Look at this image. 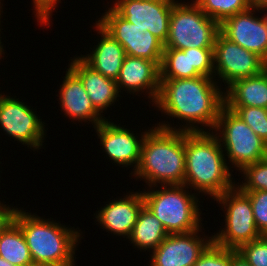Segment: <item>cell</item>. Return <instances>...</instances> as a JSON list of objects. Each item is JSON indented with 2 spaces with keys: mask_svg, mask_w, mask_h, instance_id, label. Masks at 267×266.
Instances as JSON below:
<instances>
[{
  "mask_svg": "<svg viewBox=\"0 0 267 266\" xmlns=\"http://www.w3.org/2000/svg\"><path fill=\"white\" fill-rule=\"evenodd\" d=\"M222 87L214 77L207 76L160 79L159 94L152 107L164 114L161 116L177 119L178 123L182 121L180 123L183 125L177 123L174 126L173 123L172 126L166 120L155 125L187 132L213 131L220 111L225 106Z\"/></svg>",
  "mask_w": 267,
  "mask_h": 266,
  "instance_id": "6da1fadb",
  "label": "cell"
},
{
  "mask_svg": "<svg viewBox=\"0 0 267 266\" xmlns=\"http://www.w3.org/2000/svg\"><path fill=\"white\" fill-rule=\"evenodd\" d=\"M233 171L212 131H185V186L213 200L235 186Z\"/></svg>",
  "mask_w": 267,
  "mask_h": 266,
  "instance_id": "7a4b0ae2",
  "label": "cell"
},
{
  "mask_svg": "<svg viewBox=\"0 0 267 266\" xmlns=\"http://www.w3.org/2000/svg\"><path fill=\"white\" fill-rule=\"evenodd\" d=\"M26 211L19 207L14 222L22 230L34 265L75 266V251L84 238L81 230Z\"/></svg>",
  "mask_w": 267,
  "mask_h": 266,
  "instance_id": "3957f363",
  "label": "cell"
},
{
  "mask_svg": "<svg viewBox=\"0 0 267 266\" xmlns=\"http://www.w3.org/2000/svg\"><path fill=\"white\" fill-rule=\"evenodd\" d=\"M142 142L138 167L131 174L148 187L182 185L185 180V131L151 126Z\"/></svg>",
  "mask_w": 267,
  "mask_h": 266,
  "instance_id": "277c9868",
  "label": "cell"
},
{
  "mask_svg": "<svg viewBox=\"0 0 267 266\" xmlns=\"http://www.w3.org/2000/svg\"><path fill=\"white\" fill-rule=\"evenodd\" d=\"M188 189L182 184L150 186L142 191L144 206L161 221L168 234L189 233L203 226L200 197Z\"/></svg>",
  "mask_w": 267,
  "mask_h": 266,
  "instance_id": "5b68a950",
  "label": "cell"
},
{
  "mask_svg": "<svg viewBox=\"0 0 267 266\" xmlns=\"http://www.w3.org/2000/svg\"><path fill=\"white\" fill-rule=\"evenodd\" d=\"M218 138L229 168L238 172L267 157V143L233 111L223 107L212 131ZM228 159V160H227Z\"/></svg>",
  "mask_w": 267,
  "mask_h": 266,
  "instance_id": "8992f818",
  "label": "cell"
},
{
  "mask_svg": "<svg viewBox=\"0 0 267 266\" xmlns=\"http://www.w3.org/2000/svg\"><path fill=\"white\" fill-rule=\"evenodd\" d=\"M219 24L208 17L193 1L173 4L169 35L164 48H213Z\"/></svg>",
  "mask_w": 267,
  "mask_h": 266,
  "instance_id": "52a82bcc",
  "label": "cell"
},
{
  "mask_svg": "<svg viewBox=\"0 0 267 266\" xmlns=\"http://www.w3.org/2000/svg\"><path fill=\"white\" fill-rule=\"evenodd\" d=\"M220 205L224 215V228L212 235L219 246L237 250L241 245L260 238L249 197L236 185L213 199Z\"/></svg>",
  "mask_w": 267,
  "mask_h": 266,
  "instance_id": "ba28073f",
  "label": "cell"
},
{
  "mask_svg": "<svg viewBox=\"0 0 267 266\" xmlns=\"http://www.w3.org/2000/svg\"><path fill=\"white\" fill-rule=\"evenodd\" d=\"M7 95L4 91L0 92V130L14 142L30 147L33 151L40 150L46 140V123L32 106L16 96Z\"/></svg>",
  "mask_w": 267,
  "mask_h": 266,
  "instance_id": "9c48e42d",
  "label": "cell"
},
{
  "mask_svg": "<svg viewBox=\"0 0 267 266\" xmlns=\"http://www.w3.org/2000/svg\"><path fill=\"white\" fill-rule=\"evenodd\" d=\"M213 57V77L220 86L224 82V90L234 81L259 75L267 68V62L258 54L231 42L220 32L214 41Z\"/></svg>",
  "mask_w": 267,
  "mask_h": 266,
  "instance_id": "30bf717a",
  "label": "cell"
},
{
  "mask_svg": "<svg viewBox=\"0 0 267 266\" xmlns=\"http://www.w3.org/2000/svg\"><path fill=\"white\" fill-rule=\"evenodd\" d=\"M96 21L131 57L145 58L161 65L164 44L149 30L140 32L134 23L121 17L111 6Z\"/></svg>",
  "mask_w": 267,
  "mask_h": 266,
  "instance_id": "8fae6325",
  "label": "cell"
},
{
  "mask_svg": "<svg viewBox=\"0 0 267 266\" xmlns=\"http://www.w3.org/2000/svg\"><path fill=\"white\" fill-rule=\"evenodd\" d=\"M177 0H114L111 7L140 32L149 30L163 44L169 35L170 15Z\"/></svg>",
  "mask_w": 267,
  "mask_h": 266,
  "instance_id": "7c38bea8",
  "label": "cell"
},
{
  "mask_svg": "<svg viewBox=\"0 0 267 266\" xmlns=\"http://www.w3.org/2000/svg\"><path fill=\"white\" fill-rule=\"evenodd\" d=\"M94 129L106 157L121 168L133 167L131 174L134 173L140 161L141 146L148 129L139 135L130 128H124L121 123L112 122V119L104 120Z\"/></svg>",
  "mask_w": 267,
  "mask_h": 266,
  "instance_id": "4fadbf2b",
  "label": "cell"
},
{
  "mask_svg": "<svg viewBox=\"0 0 267 266\" xmlns=\"http://www.w3.org/2000/svg\"><path fill=\"white\" fill-rule=\"evenodd\" d=\"M203 228L201 226L198 230L189 233L169 234L155 250L150 252L151 261L148 265L193 266L213 241L212 234L211 237L206 234L203 236Z\"/></svg>",
  "mask_w": 267,
  "mask_h": 266,
  "instance_id": "5bb4252c",
  "label": "cell"
},
{
  "mask_svg": "<svg viewBox=\"0 0 267 266\" xmlns=\"http://www.w3.org/2000/svg\"><path fill=\"white\" fill-rule=\"evenodd\" d=\"M257 12L258 9L249 7L228 17L219 25V32L231 42L258 54L267 62V23L262 15L257 16Z\"/></svg>",
  "mask_w": 267,
  "mask_h": 266,
  "instance_id": "9a60e30c",
  "label": "cell"
},
{
  "mask_svg": "<svg viewBox=\"0 0 267 266\" xmlns=\"http://www.w3.org/2000/svg\"><path fill=\"white\" fill-rule=\"evenodd\" d=\"M160 79L213 77V48H164L160 65Z\"/></svg>",
  "mask_w": 267,
  "mask_h": 266,
  "instance_id": "2e32d148",
  "label": "cell"
},
{
  "mask_svg": "<svg viewBox=\"0 0 267 266\" xmlns=\"http://www.w3.org/2000/svg\"><path fill=\"white\" fill-rule=\"evenodd\" d=\"M131 191L124 194L123 198L108 200L105 206L96 210L94 213L95 223H98L95 225H100L103 230L106 229L105 231L115 237L120 236L127 240L137 221L138 214L144 206L142 191Z\"/></svg>",
  "mask_w": 267,
  "mask_h": 266,
  "instance_id": "e0dca14e",
  "label": "cell"
},
{
  "mask_svg": "<svg viewBox=\"0 0 267 266\" xmlns=\"http://www.w3.org/2000/svg\"><path fill=\"white\" fill-rule=\"evenodd\" d=\"M116 83L119 93L146 94L153 106L160 90V68L151 60L126 55Z\"/></svg>",
  "mask_w": 267,
  "mask_h": 266,
  "instance_id": "ac0fdd59",
  "label": "cell"
},
{
  "mask_svg": "<svg viewBox=\"0 0 267 266\" xmlns=\"http://www.w3.org/2000/svg\"><path fill=\"white\" fill-rule=\"evenodd\" d=\"M57 95L60 101V111L73 121L91 123L92 128L107 118L92 104L81 79L68 67Z\"/></svg>",
  "mask_w": 267,
  "mask_h": 266,
  "instance_id": "d6986e66",
  "label": "cell"
},
{
  "mask_svg": "<svg viewBox=\"0 0 267 266\" xmlns=\"http://www.w3.org/2000/svg\"><path fill=\"white\" fill-rule=\"evenodd\" d=\"M70 58L71 61L67 67L81 79L92 104L101 114L122 97L115 80L95 71L80 56Z\"/></svg>",
  "mask_w": 267,
  "mask_h": 266,
  "instance_id": "ffe728a7",
  "label": "cell"
},
{
  "mask_svg": "<svg viewBox=\"0 0 267 266\" xmlns=\"http://www.w3.org/2000/svg\"><path fill=\"white\" fill-rule=\"evenodd\" d=\"M97 34L101 36L95 40L92 51L86 55L80 54V57L95 71L103 76L116 81L124 58L126 56L123 46L116 41L108 32H106L97 22L93 23Z\"/></svg>",
  "mask_w": 267,
  "mask_h": 266,
  "instance_id": "44dd1931",
  "label": "cell"
},
{
  "mask_svg": "<svg viewBox=\"0 0 267 266\" xmlns=\"http://www.w3.org/2000/svg\"><path fill=\"white\" fill-rule=\"evenodd\" d=\"M225 106L267 109V68L259 75L234 81L224 90Z\"/></svg>",
  "mask_w": 267,
  "mask_h": 266,
  "instance_id": "7402d4cb",
  "label": "cell"
},
{
  "mask_svg": "<svg viewBox=\"0 0 267 266\" xmlns=\"http://www.w3.org/2000/svg\"><path fill=\"white\" fill-rule=\"evenodd\" d=\"M161 221L146 207L140 210L137 221L128 240L132 247L140 252H152L168 236Z\"/></svg>",
  "mask_w": 267,
  "mask_h": 266,
  "instance_id": "603a6c76",
  "label": "cell"
},
{
  "mask_svg": "<svg viewBox=\"0 0 267 266\" xmlns=\"http://www.w3.org/2000/svg\"><path fill=\"white\" fill-rule=\"evenodd\" d=\"M0 256L15 266H35L22 230L14 221L0 235Z\"/></svg>",
  "mask_w": 267,
  "mask_h": 266,
  "instance_id": "cb8c5ba5",
  "label": "cell"
},
{
  "mask_svg": "<svg viewBox=\"0 0 267 266\" xmlns=\"http://www.w3.org/2000/svg\"><path fill=\"white\" fill-rule=\"evenodd\" d=\"M193 2L219 25L228 17L250 7L248 0H193Z\"/></svg>",
  "mask_w": 267,
  "mask_h": 266,
  "instance_id": "d4e9b609",
  "label": "cell"
},
{
  "mask_svg": "<svg viewBox=\"0 0 267 266\" xmlns=\"http://www.w3.org/2000/svg\"><path fill=\"white\" fill-rule=\"evenodd\" d=\"M243 180L235 185L241 191H267V157L251 165L245 166L241 171Z\"/></svg>",
  "mask_w": 267,
  "mask_h": 266,
  "instance_id": "484cf974",
  "label": "cell"
},
{
  "mask_svg": "<svg viewBox=\"0 0 267 266\" xmlns=\"http://www.w3.org/2000/svg\"><path fill=\"white\" fill-rule=\"evenodd\" d=\"M237 114L264 142L267 143V109L249 106H225Z\"/></svg>",
  "mask_w": 267,
  "mask_h": 266,
  "instance_id": "4316f807",
  "label": "cell"
},
{
  "mask_svg": "<svg viewBox=\"0 0 267 266\" xmlns=\"http://www.w3.org/2000/svg\"><path fill=\"white\" fill-rule=\"evenodd\" d=\"M237 251L251 266H267V236L241 245Z\"/></svg>",
  "mask_w": 267,
  "mask_h": 266,
  "instance_id": "83f0119b",
  "label": "cell"
},
{
  "mask_svg": "<svg viewBox=\"0 0 267 266\" xmlns=\"http://www.w3.org/2000/svg\"><path fill=\"white\" fill-rule=\"evenodd\" d=\"M231 258L232 249L224 248L212 241L193 266H231Z\"/></svg>",
  "mask_w": 267,
  "mask_h": 266,
  "instance_id": "f1b7e54d",
  "label": "cell"
},
{
  "mask_svg": "<svg viewBox=\"0 0 267 266\" xmlns=\"http://www.w3.org/2000/svg\"><path fill=\"white\" fill-rule=\"evenodd\" d=\"M250 199L256 227L261 235L267 236V191H242Z\"/></svg>",
  "mask_w": 267,
  "mask_h": 266,
  "instance_id": "f546056e",
  "label": "cell"
},
{
  "mask_svg": "<svg viewBox=\"0 0 267 266\" xmlns=\"http://www.w3.org/2000/svg\"><path fill=\"white\" fill-rule=\"evenodd\" d=\"M59 3H61V0H32L34 6L32 10H34L37 25L50 27L52 24V19L50 18H52V14Z\"/></svg>",
  "mask_w": 267,
  "mask_h": 266,
  "instance_id": "4dcf8cb0",
  "label": "cell"
},
{
  "mask_svg": "<svg viewBox=\"0 0 267 266\" xmlns=\"http://www.w3.org/2000/svg\"><path fill=\"white\" fill-rule=\"evenodd\" d=\"M5 203L0 200V235L14 221L18 209L17 206L12 207Z\"/></svg>",
  "mask_w": 267,
  "mask_h": 266,
  "instance_id": "1f68e13d",
  "label": "cell"
},
{
  "mask_svg": "<svg viewBox=\"0 0 267 266\" xmlns=\"http://www.w3.org/2000/svg\"><path fill=\"white\" fill-rule=\"evenodd\" d=\"M231 266H251L242 255L235 249H232Z\"/></svg>",
  "mask_w": 267,
  "mask_h": 266,
  "instance_id": "d6a6232c",
  "label": "cell"
},
{
  "mask_svg": "<svg viewBox=\"0 0 267 266\" xmlns=\"http://www.w3.org/2000/svg\"><path fill=\"white\" fill-rule=\"evenodd\" d=\"M248 2L250 4V7H254L258 10L267 4V0H248Z\"/></svg>",
  "mask_w": 267,
  "mask_h": 266,
  "instance_id": "836d02e7",
  "label": "cell"
},
{
  "mask_svg": "<svg viewBox=\"0 0 267 266\" xmlns=\"http://www.w3.org/2000/svg\"><path fill=\"white\" fill-rule=\"evenodd\" d=\"M1 1L2 0H0V25H1V14L3 13V10L2 9H4L2 6H3V4L1 3ZM1 30H3V29H1L0 28V32H1ZM1 34H0V60H1V58H3V60H4V55H5V50L3 49V48H5V47H3V45H2V42H1ZM3 55V56H2Z\"/></svg>",
  "mask_w": 267,
  "mask_h": 266,
  "instance_id": "e575fe53",
  "label": "cell"
},
{
  "mask_svg": "<svg viewBox=\"0 0 267 266\" xmlns=\"http://www.w3.org/2000/svg\"><path fill=\"white\" fill-rule=\"evenodd\" d=\"M264 11H267V4L264 5L263 7H261V8L259 9V12H258V13H260V15H261V13H263ZM266 13H267V12H266ZM263 18H264L265 22L267 23V14H264V15H263Z\"/></svg>",
  "mask_w": 267,
  "mask_h": 266,
  "instance_id": "d590c367",
  "label": "cell"
},
{
  "mask_svg": "<svg viewBox=\"0 0 267 266\" xmlns=\"http://www.w3.org/2000/svg\"><path fill=\"white\" fill-rule=\"evenodd\" d=\"M0 266H15V265H12L11 263H9L8 261H6L4 258L0 256Z\"/></svg>",
  "mask_w": 267,
  "mask_h": 266,
  "instance_id": "8d00e7d4",
  "label": "cell"
}]
</instances>
